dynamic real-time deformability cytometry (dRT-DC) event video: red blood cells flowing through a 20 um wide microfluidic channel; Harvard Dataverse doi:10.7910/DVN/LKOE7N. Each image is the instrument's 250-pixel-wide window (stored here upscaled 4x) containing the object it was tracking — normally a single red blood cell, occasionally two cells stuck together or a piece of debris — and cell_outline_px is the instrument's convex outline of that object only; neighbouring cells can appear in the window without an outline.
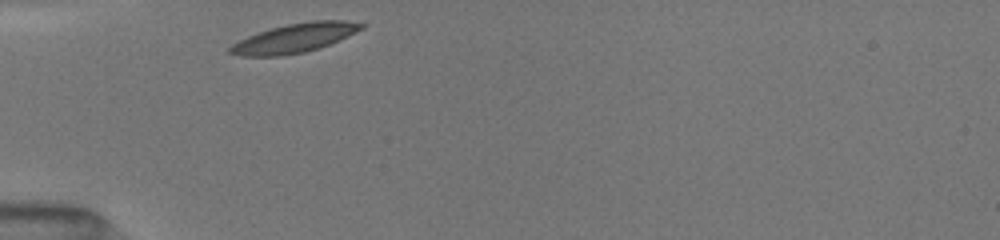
{"species": "common noctule bat (a hibernating species)", "species_latin": "Nyctalus noctula", "temperature_condition": "room temperature", "stored_images_in_passage": 23, "camera_frame_rate_fps": 3000, "um_per_image_px": 0.085, "animal": {"sex": "female", "body_mass_g": 19.5, "forearm_length_mm": 54.1}, "frame": {"image": 1, "passage_image": 1, "time_ms": 0.0, "image_size_px": [1000, 240], "cell_outline_px": [[364, 28], [320, 48], [304, 52], [280, 56], [240, 56], [228, 52], [228, 48], [232, 44], [248, 36], [272, 28], [288, 24], [312, 20], [348, 20], [364, 24]], "centroid_in_image_um": [25.04, 3.23], "position_along_channel_um": 60.0, "area_um2": 22.02}}
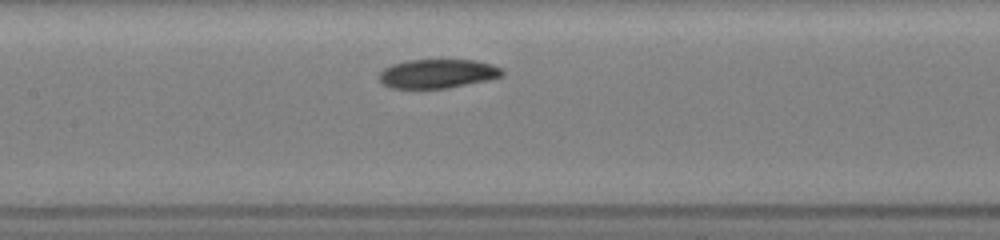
{"frame": {"image": 2, "passage_image": 7, "time_ms": 3.0, "image_size_px": [1000, 240], "cell_outline_px": [[504, 76], [488, 80], [448, 88], [388, 88], [376, 76], [384, 68], [392, 64], [408, 60], [472, 60], [488, 64], [500, 68], [504, 72]], "centroid_in_image_um": [37.15, 6.27], "position_along_channel_um": 170.2, "area_um2": 20.75}}
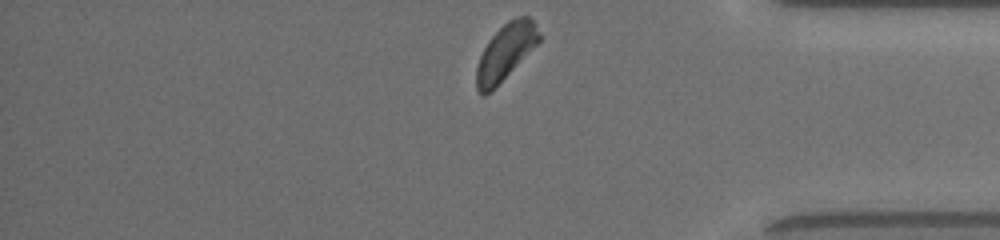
{"frame": {"image": 3, "passage_image": 23, "time_ms": 9.0, "image_size_px": [1000, 240], "cell_outline_px": [[540, 40], [484, 96], [480, 96], [476, 88], [476, 68], [480, 56], [488, 40], [508, 20], [516, 16], [528, 16], [536, 24], [540, 36]], "centroid_in_image_um": [42.94, 4.37], "position_along_channel_um": 392.3, "area_um2": 19.59}, "authors_computed_cell_mechanics": {"area_um2": 21.5594, "velocity_mm_per_s": 3.9539, "shape_relaxation_time_tau1_ms": 1.9436, "shape_relaxation_time_tau2_ms": null, "deformation_change_tau1": 0.0693, "deformation_change_tau2": null}}